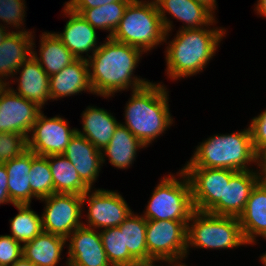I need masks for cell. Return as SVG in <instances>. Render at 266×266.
Here are the masks:
<instances>
[{
	"label": "cell",
	"instance_id": "21",
	"mask_svg": "<svg viewBox=\"0 0 266 266\" xmlns=\"http://www.w3.org/2000/svg\"><path fill=\"white\" fill-rule=\"evenodd\" d=\"M238 219L247 244H255L258 235L266 240V188L255 185Z\"/></svg>",
	"mask_w": 266,
	"mask_h": 266
},
{
	"label": "cell",
	"instance_id": "30",
	"mask_svg": "<svg viewBox=\"0 0 266 266\" xmlns=\"http://www.w3.org/2000/svg\"><path fill=\"white\" fill-rule=\"evenodd\" d=\"M147 220L133 212L119 225L124 231V252H129L135 259H147L146 244Z\"/></svg>",
	"mask_w": 266,
	"mask_h": 266
},
{
	"label": "cell",
	"instance_id": "6",
	"mask_svg": "<svg viewBox=\"0 0 266 266\" xmlns=\"http://www.w3.org/2000/svg\"><path fill=\"white\" fill-rule=\"evenodd\" d=\"M188 222L191 223L187 224V254L190 246L219 250L248 245L237 217L194 210Z\"/></svg>",
	"mask_w": 266,
	"mask_h": 266
},
{
	"label": "cell",
	"instance_id": "17",
	"mask_svg": "<svg viewBox=\"0 0 266 266\" xmlns=\"http://www.w3.org/2000/svg\"><path fill=\"white\" fill-rule=\"evenodd\" d=\"M101 154V150L76 132L62 155L72 163L81 180L92 189L102 165Z\"/></svg>",
	"mask_w": 266,
	"mask_h": 266
},
{
	"label": "cell",
	"instance_id": "20",
	"mask_svg": "<svg viewBox=\"0 0 266 266\" xmlns=\"http://www.w3.org/2000/svg\"><path fill=\"white\" fill-rule=\"evenodd\" d=\"M32 34L25 29L11 31L0 44V81L3 83H7L8 77L12 79L19 66L32 56Z\"/></svg>",
	"mask_w": 266,
	"mask_h": 266
},
{
	"label": "cell",
	"instance_id": "12",
	"mask_svg": "<svg viewBox=\"0 0 266 266\" xmlns=\"http://www.w3.org/2000/svg\"><path fill=\"white\" fill-rule=\"evenodd\" d=\"M76 132L77 128H69L64 118L60 116L47 118L41 112L27 138L28 150L39 156L63 154Z\"/></svg>",
	"mask_w": 266,
	"mask_h": 266
},
{
	"label": "cell",
	"instance_id": "37",
	"mask_svg": "<svg viewBox=\"0 0 266 266\" xmlns=\"http://www.w3.org/2000/svg\"><path fill=\"white\" fill-rule=\"evenodd\" d=\"M249 128L255 153L266 149V110L251 120Z\"/></svg>",
	"mask_w": 266,
	"mask_h": 266
},
{
	"label": "cell",
	"instance_id": "48",
	"mask_svg": "<svg viewBox=\"0 0 266 266\" xmlns=\"http://www.w3.org/2000/svg\"><path fill=\"white\" fill-rule=\"evenodd\" d=\"M6 84L3 83L2 81H0V91L3 89V87L5 86Z\"/></svg>",
	"mask_w": 266,
	"mask_h": 266
},
{
	"label": "cell",
	"instance_id": "36",
	"mask_svg": "<svg viewBox=\"0 0 266 266\" xmlns=\"http://www.w3.org/2000/svg\"><path fill=\"white\" fill-rule=\"evenodd\" d=\"M23 256V245L10 235H0V265L12 266Z\"/></svg>",
	"mask_w": 266,
	"mask_h": 266
},
{
	"label": "cell",
	"instance_id": "39",
	"mask_svg": "<svg viewBox=\"0 0 266 266\" xmlns=\"http://www.w3.org/2000/svg\"><path fill=\"white\" fill-rule=\"evenodd\" d=\"M10 203L11 200L8 195V174L4 164H0V204Z\"/></svg>",
	"mask_w": 266,
	"mask_h": 266
},
{
	"label": "cell",
	"instance_id": "33",
	"mask_svg": "<svg viewBox=\"0 0 266 266\" xmlns=\"http://www.w3.org/2000/svg\"><path fill=\"white\" fill-rule=\"evenodd\" d=\"M100 237L107 259L112 266H129L136 259L124 252V231L119 226L101 230Z\"/></svg>",
	"mask_w": 266,
	"mask_h": 266
},
{
	"label": "cell",
	"instance_id": "42",
	"mask_svg": "<svg viewBox=\"0 0 266 266\" xmlns=\"http://www.w3.org/2000/svg\"><path fill=\"white\" fill-rule=\"evenodd\" d=\"M255 9L259 15L266 17V0H258Z\"/></svg>",
	"mask_w": 266,
	"mask_h": 266
},
{
	"label": "cell",
	"instance_id": "9",
	"mask_svg": "<svg viewBox=\"0 0 266 266\" xmlns=\"http://www.w3.org/2000/svg\"><path fill=\"white\" fill-rule=\"evenodd\" d=\"M188 221L147 220L146 244L148 258L183 261L187 257Z\"/></svg>",
	"mask_w": 266,
	"mask_h": 266
},
{
	"label": "cell",
	"instance_id": "34",
	"mask_svg": "<svg viewBox=\"0 0 266 266\" xmlns=\"http://www.w3.org/2000/svg\"><path fill=\"white\" fill-rule=\"evenodd\" d=\"M28 150L27 137L21 133H0V164L17 158Z\"/></svg>",
	"mask_w": 266,
	"mask_h": 266
},
{
	"label": "cell",
	"instance_id": "27",
	"mask_svg": "<svg viewBox=\"0 0 266 266\" xmlns=\"http://www.w3.org/2000/svg\"><path fill=\"white\" fill-rule=\"evenodd\" d=\"M40 42L38 57L36 51H33L35 43L32 40V56L49 76L60 72L76 59L55 32L42 33Z\"/></svg>",
	"mask_w": 266,
	"mask_h": 266
},
{
	"label": "cell",
	"instance_id": "25",
	"mask_svg": "<svg viewBox=\"0 0 266 266\" xmlns=\"http://www.w3.org/2000/svg\"><path fill=\"white\" fill-rule=\"evenodd\" d=\"M258 183L257 172L237 171L230 181H225L224 216L239 217L246 206L251 191Z\"/></svg>",
	"mask_w": 266,
	"mask_h": 266
},
{
	"label": "cell",
	"instance_id": "26",
	"mask_svg": "<svg viewBox=\"0 0 266 266\" xmlns=\"http://www.w3.org/2000/svg\"><path fill=\"white\" fill-rule=\"evenodd\" d=\"M66 238L42 231L23 244V257L35 266H57Z\"/></svg>",
	"mask_w": 266,
	"mask_h": 266
},
{
	"label": "cell",
	"instance_id": "5",
	"mask_svg": "<svg viewBox=\"0 0 266 266\" xmlns=\"http://www.w3.org/2000/svg\"><path fill=\"white\" fill-rule=\"evenodd\" d=\"M168 35L154 0H132L111 38L147 53Z\"/></svg>",
	"mask_w": 266,
	"mask_h": 266
},
{
	"label": "cell",
	"instance_id": "19",
	"mask_svg": "<svg viewBox=\"0 0 266 266\" xmlns=\"http://www.w3.org/2000/svg\"><path fill=\"white\" fill-rule=\"evenodd\" d=\"M18 72L20 77L15 78L18 82L16 88L18 92L9 87V82L6 83V86L11 91L27 100L35 102L40 107H43L48 100H51L49 92V75L43 70L33 56H30L21 66H19L14 75Z\"/></svg>",
	"mask_w": 266,
	"mask_h": 266
},
{
	"label": "cell",
	"instance_id": "32",
	"mask_svg": "<svg viewBox=\"0 0 266 266\" xmlns=\"http://www.w3.org/2000/svg\"><path fill=\"white\" fill-rule=\"evenodd\" d=\"M29 173L32 198L41 200L54 194L53 177L45 156H39L32 152V165Z\"/></svg>",
	"mask_w": 266,
	"mask_h": 266
},
{
	"label": "cell",
	"instance_id": "8",
	"mask_svg": "<svg viewBox=\"0 0 266 266\" xmlns=\"http://www.w3.org/2000/svg\"><path fill=\"white\" fill-rule=\"evenodd\" d=\"M191 184L194 210L224 216L225 181L237 172L230 169L203 167L181 168Z\"/></svg>",
	"mask_w": 266,
	"mask_h": 266
},
{
	"label": "cell",
	"instance_id": "3",
	"mask_svg": "<svg viewBox=\"0 0 266 266\" xmlns=\"http://www.w3.org/2000/svg\"><path fill=\"white\" fill-rule=\"evenodd\" d=\"M168 91L161 83L150 82L137 90H132L125 107V124L130 132L145 147L164 133L172 124L169 111Z\"/></svg>",
	"mask_w": 266,
	"mask_h": 266
},
{
	"label": "cell",
	"instance_id": "7",
	"mask_svg": "<svg viewBox=\"0 0 266 266\" xmlns=\"http://www.w3.org/2000/svg\"><path fill=\"white\" fill-rule=\"evenodd\" d=\"M177 173L183 179L170 173L155 187L143 212L146 220L189 221L194 211L191 184L182 169Z\"/></svg>",
	"mask_w": 266,
	"mask_h": 266
},
{
	"label": "cell",
	"instance_id": "45",
	"mask_svg": "<svg viewBox=\"0 0 266 266\" xmlns=\"http://www.w3.org/2000/svg\"><path fill=\"white\" fill-rule=\"evenodd\" d=\"M3 25H0V44L2 43L3 39L8 35L10 31L5 29ZM8 31V32H7Z\"/></svg>",
	"mask_w": 266,
	"mask_h": 266
},
{
	"label": "cell",
	"instance_id": "24",
	"mask_svg": "<svg viewBox=\"0 0 266 266\" xmlns=\"http://www.w3.org/2000/svg\"><path fill=\"white\" fill-rule=\"evenodd\" d=\"M141 148H145V145L120 123L109 144L101 150L102 163L105 162L104 156H107L110 164L117 169H128Z\"/></svg>",
	"mask_w": 266,
	"mask_h": 266
},
{
	"label": "cell",
	"instance_id": "15",
	"mask_svg": "<svg viewBox=\"0 0 266 266\" xmlns=\"http://www.w3.org/2000/svg\"><path fill=\"white\" fill-rule=\"evenodd\" d=\"M158 12L162 18L166 33L172 29V21L167 19L165 13H169L171 17L179 21H183L186 25L181 29H199L205 26L215 24L214 14L203 4L195 0H154Z\"/></svg>",
	"mask_w": 266,
	"mask_h": 266
},
{
	"label": "cell",
	"instance_id": "4",
	"mask_svg": "<svg viewBox=\"0 0 266 266\" xmlns=\"http://www.w3.org/2000/svg\"><path fill=\"white\" fill-rule=\"evenodd\" d=\"M251 162L256 163L250 128L230 134H215L197 146L194 155L184 167H203L250 170Z\"/></svg>",
	"mask_w": 266,
	"mask_h": 266
},
{
	"label": "cell",
	"instance_id": "47",
	"mask_svg": "<svg viewBox=\"0 0 266 266\" xmlns=\"http://www.w3.org/2000/svg\"><path fill=\"white\" fill-rule=\"evenodd\" d=\"M260 259L262 263L264 264V266H266V252L260 256Z\"/></svg>",
	"mask_w": 266,
	"mask_h": 266
},
{
	"label": "cell",
	"instance_id": "16",
	"mask_svg": "<svg viewBox=\"0 0 266 266\" xmlns=\"http://www.w3.org/2000/svg\"><path fill=\"white\" fill-rule=\"evenodd\" d=\"M63 9L62 11L69 17V20L66 22L63 32L55 34L76 59L88 60L91 56L88 54L89 51H92L93 54L100 46L97 43L96 29L66 5ZM85 53L88 58L83 56Z\"/></svg>",
	"mask_w": 266,
	"mask_h": 266
},
{
	"label": "cell",
	"instance_id": "43",
	"mask_svg": "<svg viewBox=\"0 0 266 266\" xmlns=\"http://www.w3.org/2000/svg\"><path fill=\"white\" fill-rule=\"evenodd\" d=\"M198 3L203 4L207 9H209L212 13H215L214 10L216 9V0H195Z\"/></svg>",
	"mask_w": 266,
	"mask_h": 266
},
{
	"label": "cell",
	"instance_id": "14",
	"mask_svg": "<svg viewBox=\"0 0 266 266\" xmlns=\"http://www.w3.org/2000/svg\"><path fill=\"white\" fill-rule=\"evenodd\" d=\"M66 241H69L67 266H112L107 259L100 233L95 229L82 225Z\"/></svg>",
	"mask_w": 266,
	"mask_h": 266
},
{
	"label": "cell",
	"instance_id": "41",
	"mask_svg": "<svg viewBox=\"0 0 266 266\" xmlns=\"http://www.w3.org/2000/svg\"><path fill=\"white\" fill-rule=\"evenodd\" d=\"M159 261H164L165 263L172 264L174 261L166 259V258H154L150 257L147 259H136L131 265L129 266H157L155 263ZM163 266V265H162Z\"/></svg>",
	"mask_w": 266,
	"mask_h": 266
},
{
	"label": "cell",
	"instance_id": "35",
	"mask_svg": "<svg viewBox=\"0 0 266 266\" xmlns=\"http://www.w3.org/2000/svg\"><path fill=\"white\" fill-rule=\"evenodd\" d=\"M25 0H0V19L6 25H12L17 29L22 28L25 20ZM22 24V25H21ZM20 26V27H19Z\"/></svg>",
	"mask_w": 266,
	"mask_h": 266
},
{
	"label": "cell",
	"instance_id": "31",
	"mask_svg": "<svg viewBox=\"0 0 266 266\" xmlns=\"http://www.w3.org/2000/svg\"><path fill=\"white\" fill-rule=\"evenodd\" d=\"M18 214L10 219L11 237L22 243H27L39 235L42 229V216L30 209V204L14 205Z\"/></svg>",
	"mask_w": 266,
	"mask_h": 266
},
{
	"label": "cell",
	"instance_id": "1",
	"mask_svg": "<svg viewBox=\"0 0 266 266\" xmlns=\"http://www.w3.org/2000/svg\"><path fill=\"white\" fill-rule=\"evenodd\" d=\"M87 60L93 95L110 97L128 89H140L150 81L133 76L143 51L107 38ZM133 76V77H132Z\"/></svg>",
	"mask_w": 266,
	"mask_h": 266
},
{
	"label": "cell",
	"instance_id": "13",
	"mask_svg": "<svg viewBox=\"0 0 266 266\" xmlns=\"http://www.w3.org/2000/svg\"><path fill=\"white\" fill-rule=\"evenodd\" d=\"M41 109L5 85L0 91V133H21L28 138Z\"/></svg>",
	"mask_w": 266,
	"mask_h": 266
},
{
	"label": "cell",
	"instance_id": "44",
	"mask_svg": "<svg viewBox=\"0 0 266 266\" xmlns=\"http://www.w3.org/2000/svg\"><path fill=\"white\" fill-rule=\"evenodd\" d=\"M12 266H35L29 260L25 259L23 256L17 260Z\"/></svg>",
	"mask_w": 266,
	"mask_h": 266
},
{
	"label": "cell",
	"instance_id": "23",
	"mask_svg": "<svg viewBox=\"0 0 266 266\" xmlns=\"http://www.w3.org/2000/svg\"><path fill=\"white\" fill-rule=\"evenodd\" d=\"M4 165L8 174V195L11 203L13 205L31 204L32 191L29 172L32 165V151L26 150Z\"/></svg>",
	"mask_w": 266,
	"mask_h": 266
},
{
	"label": "cell",
	"instance_id": "11",
	"mask_svg": "<svg viewBox=\"0 0 266 266\" xmlns=\"http://www.w3.org/2000/svg\"><path fill=\"white\" fill-rule=\"evenodd\" d=\"M88 202L87 225L93 229L119 226L132 212L125 199L116 191L91 188L82 195V206Z\"/></svg>",
	"mask_w": 266,
	"mask_h": 266
},
{
	"label": "cell",
	"instance_id": "40",
	"mask_svg": "<svg viewBox=\"0 0 266 266\" xmlns=\"http://www.w3.org/2000/svg\"><path fill=\"white\" fill-rule=\"evenodd\" d=\"M256 165L259 167V173L257 171L258 183L266 188V149L263 151L256 153Z\"/></svg>",
	"mask_w": 266,
	"mask_h": 266
},
{
	"label": "cell",
	"instance_id": "22",
	"mask_svg": "<svg viewBox=\"0 0 266 266\" xmlns=\"http://www.w3.org/2000/svg\"><path fill=\"white\" fill-rule=\"evenodd\" d=\"M81 117L83 131L77 129V133L87 138L99 150L109 144L120 124L107 110L94 106H88Z\"/></svg>",
	"mask_w": 266,
	"mask_h": 266
},
{
	"label": "cell",
	"instance_id": "2",
	"mask_svg": "<svg viewBox=\"0 0 266 266\" xmlns=\"http://www.w3.org/2000/svg\"><path fill=\"white\" fill-rule=\"evenodd\" d=\"M207 28V29H206ZM181 29L166 47V72L169 78H187L203 72L224 37V28Z\"/></svg>",
	"mask_w": 266,
	"mask_h": 266
},
{
	"label": "cell",
	"instance_id": "28",
	"mask_svg": "<svg viewBox=\"0 0 266 266\" xmlns=\"http://www.w3.org/2000/svg\"><path fill=\"white\" fill-rule=\"evenodd\" d=\"M53 177L54 194L83 195L90 188L81 180L72 163L62 154L45 156Z\"/></svg>",
	"mask_w": 266,
	"mask_h": 266
},
{
	"label": "cell",
	"instance_id": "10",
	"mask_svg": "<svg viewBox=\"0 0 266 266\" xmlns=\"http://www.w3.org/2000/svg\"><path fill=\"white\" fill-rule=\"evenodd\" d=\"M45 201L42 216L44 232L67 238L78 227L82 210V195L55 193L41 199Z\"/></svg>",
	"mask_w": 266,
	"mask_h": 266
},
{
	"label": "cell",
	"instance_id": "29",
	"mask_svg": "<svg viewBox=\"0 0 266 266\" xmlns=\"http://www.w3.org/2000/svg\"><path fill=\"white\" fill-rule=\"evenodd\" d=\"M131 1L119 0L118 2L91 9L71 10L83 17L93 28L109 31L110 33L106 38H111Z\"/></svg>",
	"mask_w": 266,
	"mask_h": 266
},
{
	"label": "cell",
	"instance_id": "18",
	"mask_svg": "<svg viewBox=\"0 0 266 266\" xmlns=\"http://www.w3.org/2000/svg\"><path fill=\"white\" fill-rule=\"evenodd\" d=\"M87 91L93 94L87 60L75 59L60 72L49 76V92L52 100Z\"/></svg>",
	"mask_w": 266,
	"mask_h": 266
},
{
	"label": "cell",
	"instance_id": "46",
	"mask_svg": "<svg viewBox=\"0 0 266 266\" xmlns=\"http://www.w3.org/2000/svg\"><path fill=\"white\" fill-rule=\"evenodd\" d=\"M168 266H187V265H185L184 263H181V261H175V263L173 262L172 264Z\"/></svg>",
	"mask_w": 266,
	"mask_h": 266
},
{
	"label": "cell",
	"instance_id": "38",
	"mask_svg": "<svg viewBox=\"0 0 266 266\" xmlns=\"http://www.w3.org/2000/svg\"><path fill=\"white\" fill-rule=\"evenodd\" d=\"M118 1L119 0H69L65 2V5L70 9H91Z\"/></svg>",
	"mask_w": 266,
	"mask_h": 266
}]
</instances>
